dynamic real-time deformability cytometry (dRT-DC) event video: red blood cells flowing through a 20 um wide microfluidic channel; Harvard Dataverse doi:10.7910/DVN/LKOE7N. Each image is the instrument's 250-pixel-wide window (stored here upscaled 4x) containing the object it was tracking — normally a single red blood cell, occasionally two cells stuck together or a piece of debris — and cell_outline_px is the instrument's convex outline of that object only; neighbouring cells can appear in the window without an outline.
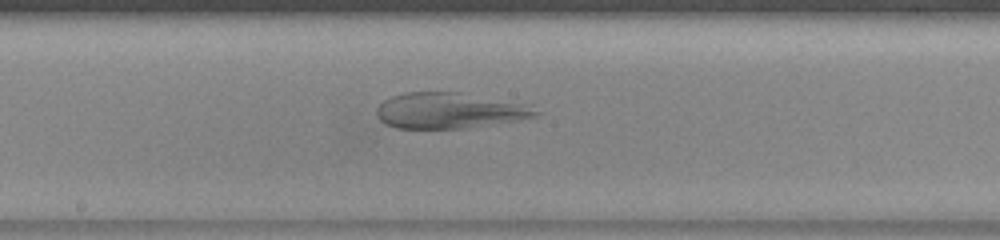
{"species": "human", "species_latin": "Homo sapiens", "temperature_condition": "warm", "stored_images_in_passage": 35, "segment_of_instrument_passage": [1, 2], "camera_frame_rate_fps": 3000, "um_per_image_px": 0.085, "donor": {"sex": "female"}, "frame": {"image": 1, "passage_image": 13, "time_ms": 4.0, "image_size_px": [1000, 240], "cell_outline_px": [[544, 112], [536, 116], [516, 120], [464, 128], [396, 128], [384, 124], [380, 120], [376, 112], [376, 108], [384, 100], [392, 96], [404, 92], [456, 92], [532, 104]], "centroid_in_image_um": [38.25, 9.39], "position_along_channel_um": 210.0, "area_um2": 33.35}}
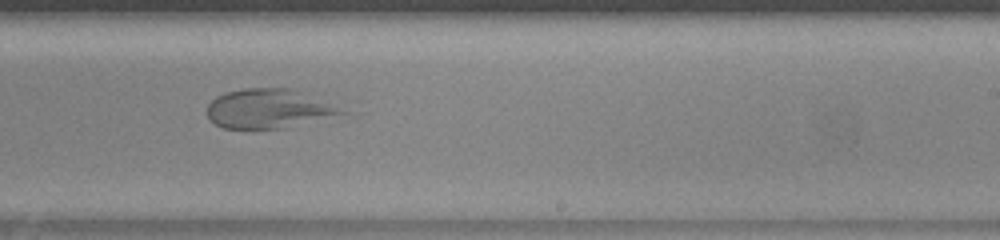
{"frame": {"image": 2, "passage_image": 17, "time_ms": 5.333, "image_size_px": [1000, 240], "cell_outline_px": [[348, 112], [284, 128], [248, 132], [224, 128], [208, 120], [208, 104], [216, 96], [224, 92], [244, 88], [288, 88]], "centroid_in_image_um": [22.65, 9.29], "position_along_channel_um": 266.3, "area_um2": 30.63}}
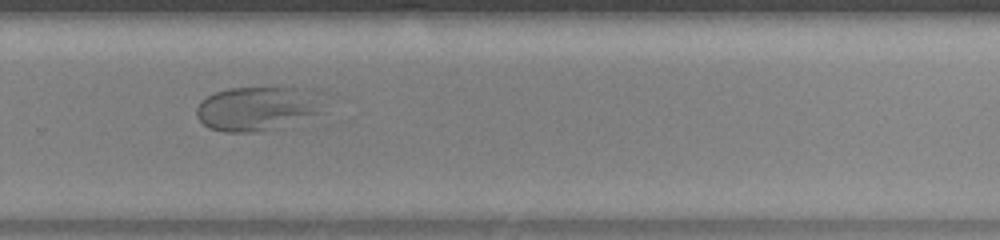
{"frame": {"image": 3, "passage_image": 20, "time_ms": 6.333, "image_size_px": [1000, 240], "cell_outline_px": [[324, 112], [268, 128], [252, 132], [224, 132], [208, 128], [196, 116], [196, 108], [200, 100], [216, 92], [228, 88], [312, 88], [316, 92]], "centroid_in_image_um": [21.81, 9.2], "position_along_channel_um": 308.0, "area_um2": 32.08}}